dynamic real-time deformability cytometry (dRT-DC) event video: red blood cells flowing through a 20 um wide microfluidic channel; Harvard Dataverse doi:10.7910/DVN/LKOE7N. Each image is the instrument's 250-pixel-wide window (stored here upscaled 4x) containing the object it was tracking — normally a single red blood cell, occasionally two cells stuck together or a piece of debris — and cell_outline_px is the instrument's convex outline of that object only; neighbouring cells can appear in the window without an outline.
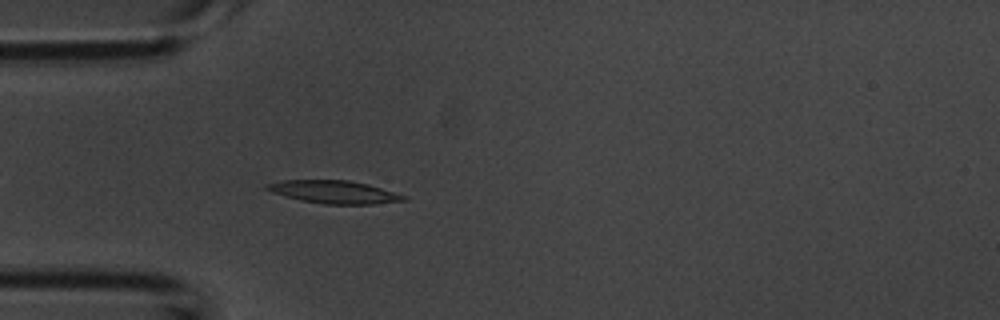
{"species": "common noctule bat (a hibernating species)", "species_latin": "Nyctalus noctula", "temperature_condition": "room temperature", "stored_images_in_passage": 51, "camera_frame_rate_fps": 3000, "um_per_image_px": 0.085, "animal": {"sex": "male", "body_mass_g": 20.1, "forearm_length_mm": 53.5}, "frame": {"image": 1, "passage_image": 13, "time_ms": 4.0, "image_size_px": [1000, 320], "cell_outline_px": [[408, 200], [372, 204], [324, 204], [300, 200], [272, 192], [264, 188], [264, 184], [284, 180], [348, 180], [368, 184], [408, 196]], "centroid_in_image_um": [28.41, 16.32], "position_along_channel_um": 56.6, "area_um2": 18.21}}
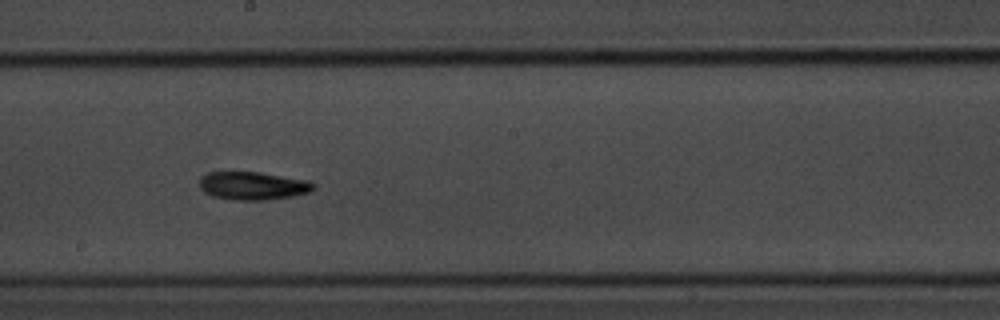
{"frame": {"image": 2, "passage_image": 27, "time_ms": 8.667, "image_size_px": [1000, 320], "cell_outline_px": [[316, 188], [308, 192], [292, 196], [264, 200], [232, 200], [212, 196], [204, 192], [200, 188], [200, 180], [208, 172], [260, 172], [308, 180], [316, 184]], "centroid_in_image_um": [21.51, 15.79], "position_along_channel_um": 226.7, "area_um2": 18.67}}
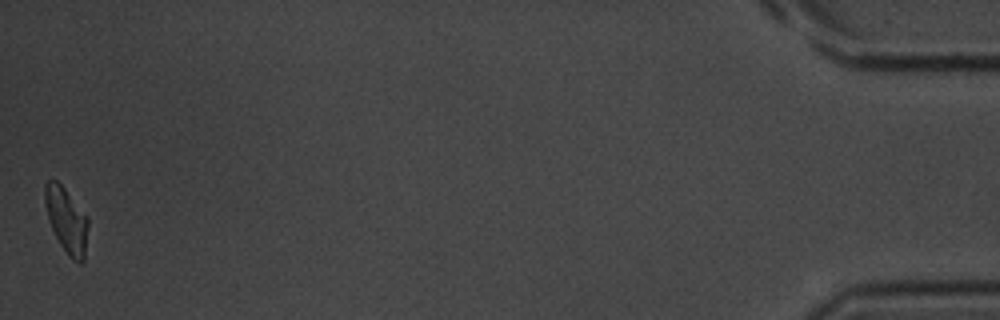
{"frame": {"image": 3, "passage_image": 51, "time_ms": 16.667, "image_size_px": [1000, 320], "cell_outline_px": [[88, 224], [84, 260], [80, 264], [72, 260], [68, 256], [60, 244], [48, 220], [44, 200], [44, 184], [48, 180], [56, 180], [64, 188], [88, 216]], "centroid_in_image_um": [5.65, 18.72], "position_along_channel_um": 429.6, "area_um2": 16.47}, "authors_computed_cell_mechanics": {"area_um2": 17.4556, "velocity_mm_per_s": 3.7319, "shape_relaxation_time_tau1_ms": 3.9432, "shape_relaxation_time_tau2_ms": null, "deformation_change_tau1": 0.1262, "deformation_change_tau2": null}}